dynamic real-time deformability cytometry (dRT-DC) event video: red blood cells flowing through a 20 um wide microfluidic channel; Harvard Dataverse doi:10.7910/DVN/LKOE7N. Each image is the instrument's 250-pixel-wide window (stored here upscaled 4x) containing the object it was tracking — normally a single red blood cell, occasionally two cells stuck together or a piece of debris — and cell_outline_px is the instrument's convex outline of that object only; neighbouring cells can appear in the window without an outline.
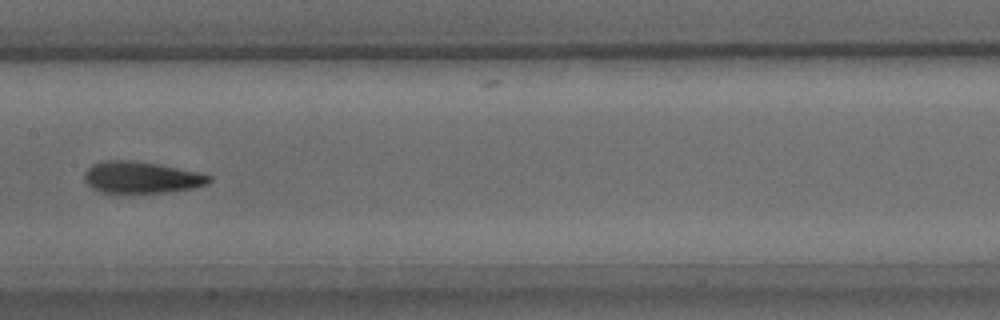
{"species": "common noctule bat (a hibernating species)", "species_latin": "Nyctalus noctula", "temperature_condition": "warm", "stored_images_in_passage": 23, "camera_frame_rate_fps": 3000, "um_per_image_px": 0.085, "animal": {"sex": "male", "body_mass_g": 15.6}, "frame": {"image": 1, "passage_image": 20, "time_ms": 6.333, "image_size_px": [1000, 320], "cell_outline_px": [[212, 180], [208, 184], [192, 188], [164, 192], [100, 192], [92, 188], [84, 180], [84, 172], [92, 164], [108, 160], [128, 160], [156, 164], [200, 172], [212, 176]], "centroid_in_image_um": [12.02, 15.07], "position_along_channel_um": 195.4, "area_um2": 22.77}}